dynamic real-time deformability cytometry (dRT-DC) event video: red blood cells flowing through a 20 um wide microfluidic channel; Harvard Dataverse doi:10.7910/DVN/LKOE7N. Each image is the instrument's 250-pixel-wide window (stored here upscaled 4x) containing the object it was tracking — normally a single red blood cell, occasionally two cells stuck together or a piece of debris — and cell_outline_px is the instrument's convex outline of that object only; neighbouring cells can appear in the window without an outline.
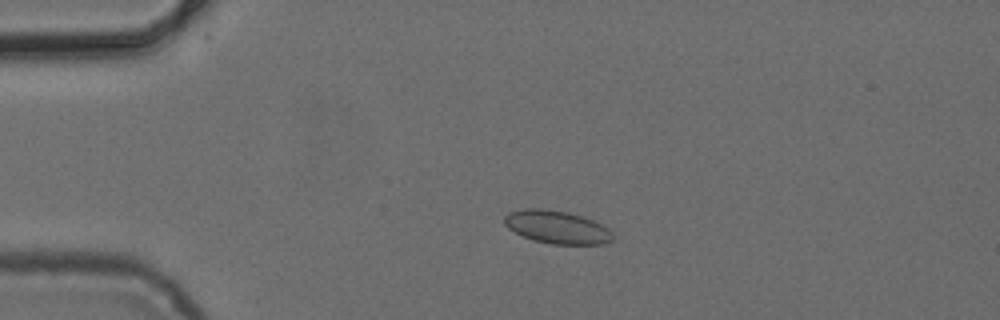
{"species": "common noctule bat (a hibernating species)", "species_latin": "Nyctalus noctula", "temperature_condition": "cold", "stored_images_in_passage": 5, "camera_frame_rate_fps": 3000, "um_per_image_px": 0.085, "animal": {"sex": "female", "body_mass_g": 24.6, "forearm_length_mm": 56.2}, "frame": {"image": 1, "passage_image": 4, "time_ms": 3.667, "image_size_px": [1000, 320], "cell_outline_px": [[612, 240], [604, 244], [552, 244], [532, 240], [508, 228], [504, 224], [504, 216], [508, 212], [528, 208], [540, 208], [568, 212], [592, 220], [608, 228], [612, 232]], "centroid_in_image_um": [47.32, 19.3], "position_along_channel_um": 37.7, "area_um2": 20.69}}